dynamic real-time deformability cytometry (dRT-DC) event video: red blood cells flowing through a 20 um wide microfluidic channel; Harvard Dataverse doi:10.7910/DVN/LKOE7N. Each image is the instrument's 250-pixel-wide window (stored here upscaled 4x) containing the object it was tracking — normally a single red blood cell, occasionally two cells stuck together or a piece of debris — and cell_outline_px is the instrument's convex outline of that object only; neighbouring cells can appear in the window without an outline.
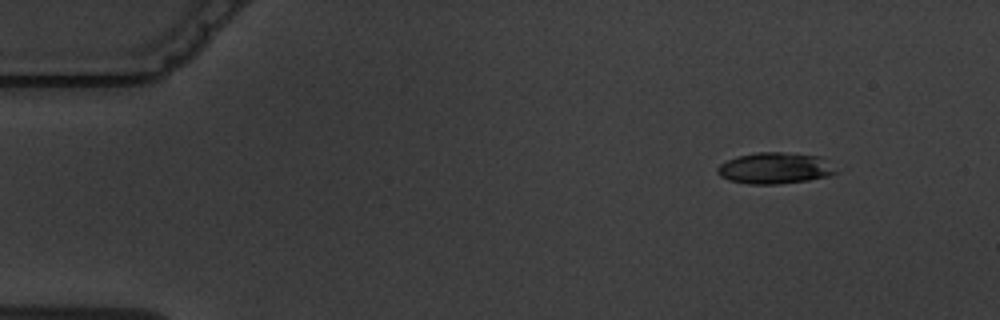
{"species": "common noctule bat (a hibernating species)", "species_latin": "Nyctalus noctula", "temperature_condition": "warm", "stored_images_in_passage": 5, "camera_frame_rate_fps": 3000, "um_per_image_px": 0.085, "animal": {"sex": "male", "body_mass_g": 19.5, "forearm_length_mm": 54.6}, "frame": {"image": 1, "passage_image": 2, "time_ms": 1.333, "image_size_px": [1000, 320], "cell_outline_px": [[840, 172], [828, 176], [808, 180], [776, 184], [748, 184], [728, 180], [720, 176], [716, 172], [716, 168], [720, 164], [736, 156], [756, 152], [784, 152], [820, 156]], "centroid_in_image_um": [65.85, 14.29], "position_along_channel_um": 19.2, "area_um2": 21.68}}
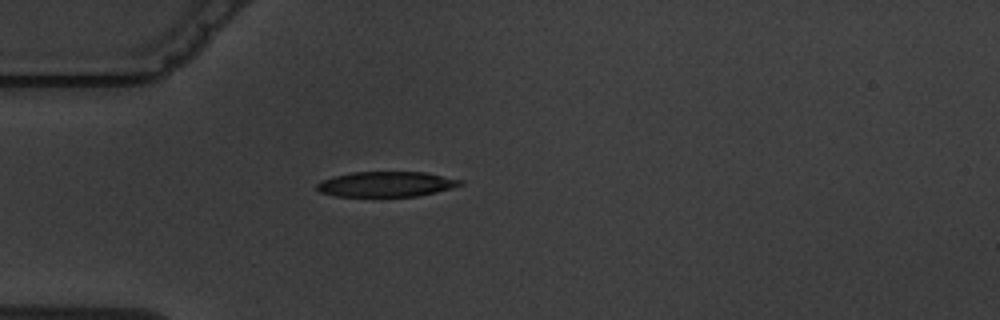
{"frame": {"image": 2, "passage_image": 5, "time_ms": 4.667, "image_size_px": [1000, 320], "cell_outline_px": [[464, 184], [452, 188], [436, 192], [416, 196], [336, 196], [320, 192], [316, 188], [316, 184], [324, 180], [336, 176], [352, 172], [424, 172], [464, 180]], "centroid_in_image_um": [32.87, 15.65], "position_along_channel_um": 52.1, "area_um2": 20.92}}